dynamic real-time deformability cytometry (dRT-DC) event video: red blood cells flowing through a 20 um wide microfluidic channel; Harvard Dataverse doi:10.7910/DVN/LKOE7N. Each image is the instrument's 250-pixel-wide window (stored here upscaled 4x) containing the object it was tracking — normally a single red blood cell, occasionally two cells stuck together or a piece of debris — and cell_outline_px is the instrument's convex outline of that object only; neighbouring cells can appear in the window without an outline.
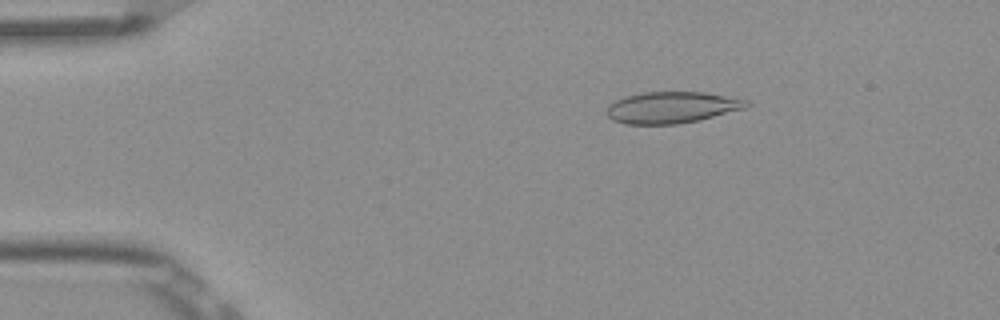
{"species": "Egyptian fruit bat (a non-hibernating species)", "species_latin": "Rousettus aegyptiacus", "temperature_condition": "room temperature", "stored_images_in_passage": 52, "camera_frame_rate_fps": 3000, "um_per_image_px": 0.085, "frame": {"image": 1, "passage_image": 9, "time_ms": 2.667, "image_size_px": [1000, 320], "cell_outline_px": [[748, 104], [744, 108], [700, 120], [676, 124], [624, 124], [612, 120], [608, 116], [608, 104], [616, 100], [628, 96], [644, 92], [704, 92], [748, 100]], "centroid_in_image_um": [57.08, 9.14], "position_along_channel_um": 27.9, "area_um2": 25.37}}
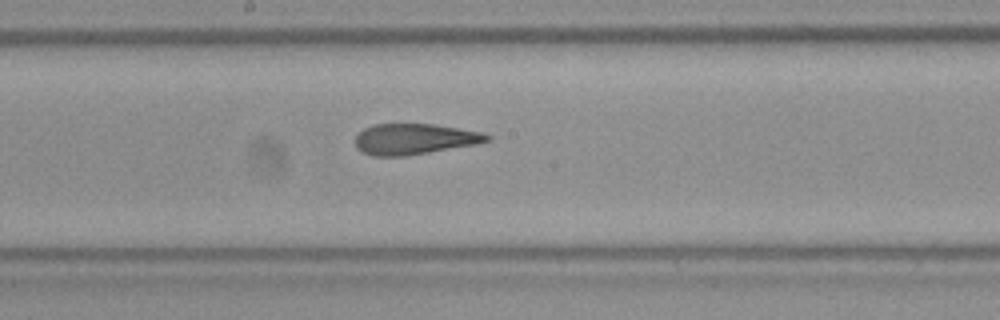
{"frame": {"image": 2, "passage_image": 28, "time_ms": 9.0, "image_size_px": [1000, 320], "cell_outline_px": [[492, 140], [476, 144], [404, 156], [372, 156], [356, 148], [356, 136], [364, 128], [376, 124], [432, 124], [484, 132], [492, 136]], "centroid_in_image_um": [35.25, 11.81], "position_along_channel_um": 212.9, "area_um2": 23.52}}
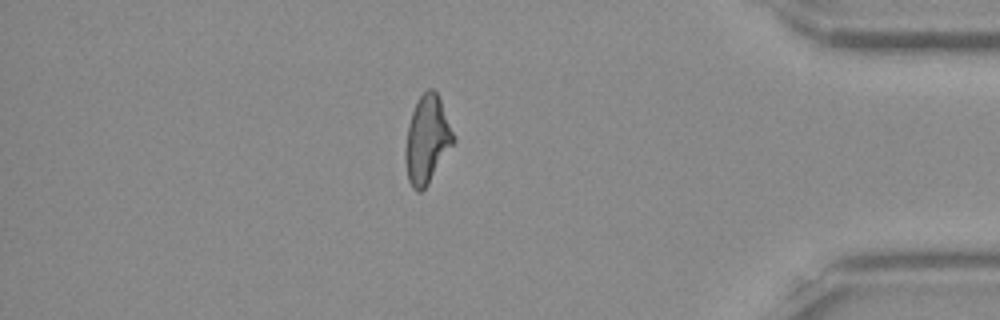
{"frame": {"image": 3, "passage_image": 45, "time_ms": 14.667, "image_size_px": [1000, 320], "cell_outline_px": [[456, 140], [428, 184], [420, 192], [416, 192], [412, 188], [408, 180], [404, 160], [404, 152], [408, 124], [412, 112], [420, 96], [428, 88], [432, 88], [436, 92], [440, 100]], "centroid_in_image_um": [36.28, 11.91], "position_along_channel_um": 398.9, "area_um2": 24.39}, "authors_computed_cell_mechanics": {"area_um2": 24.9985, "velocity_mm_per_s": 3.8961, "shape_relaxation_time_tau1_ms": null, "shape_relaxation_time_tau2_ms": 1.9886, "deformation_change_tau1": null, "deformation_change_tau2": 0.1103}}